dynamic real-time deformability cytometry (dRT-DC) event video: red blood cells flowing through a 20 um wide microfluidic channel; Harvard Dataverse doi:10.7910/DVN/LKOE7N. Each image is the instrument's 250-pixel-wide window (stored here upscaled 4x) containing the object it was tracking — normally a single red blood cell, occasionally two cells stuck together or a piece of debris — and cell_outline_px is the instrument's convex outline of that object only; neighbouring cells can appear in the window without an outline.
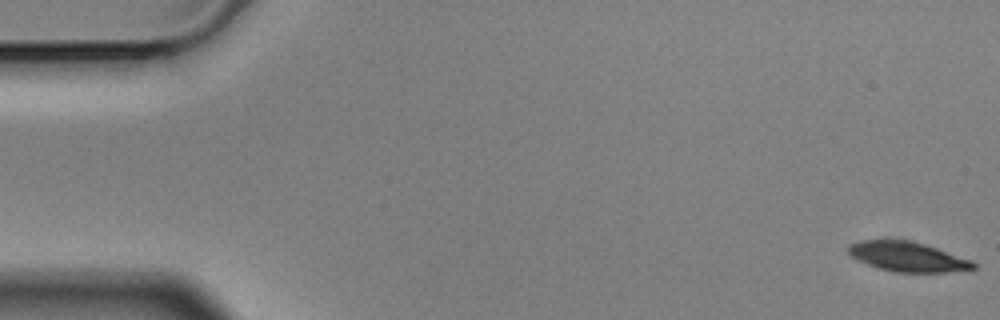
{"species": "Egyptian fruit bat (a non-hibernating species)", "species_latin": "Rousettus aegyptiacus", "temperature_condition": "cold", "stored_images_in_passage": 5, "camera_frame_rate_fps": 3000, "um_per_image_px": 0.085, "animal": {"sex": "male"}, "frame": {"image": 1, "passage_image": 1, "time_ms": 0.0, "image_size_px": [1000, 320], "cell_outline_px": [[976, 268], [948, 272], [896, 272], [880, 268], [868, 264], [852, 256], [844, 248], [848, 244], [860, 240], [912, 240], [972, 260], [976, 264]], "centroid_in_image_um": [77.12, 21.81], "position_along_channel_um": 7.9, "area_um2": 21.5}}
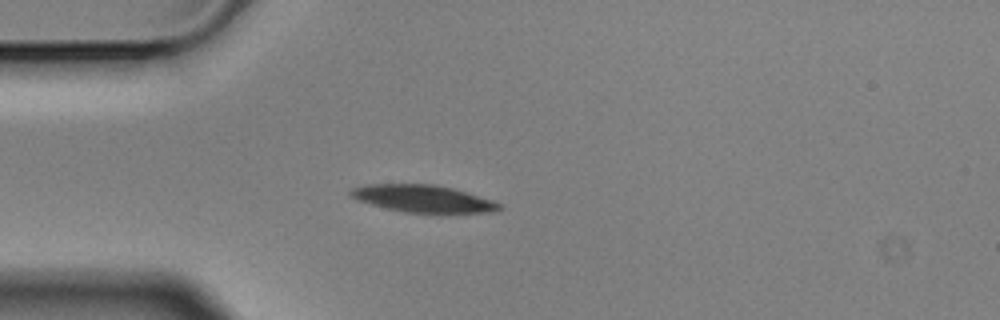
{"frame": {"image": 2, "passage_image": 5, "time_ms": 1.333, "image_size_px": [1000, 320], "cell_outline_px": [[500, 208], [492, 212], [440, 216], [404, 212], [356, 200], [348, 192], [352, 188], [368, 184], [432, 184], [452, 188], [492, 200], [500, 204]], "centroid_in_image_um": [36.01, 16.93], "position_along_channel_um": 49.0, "area_um2": 24.28}}